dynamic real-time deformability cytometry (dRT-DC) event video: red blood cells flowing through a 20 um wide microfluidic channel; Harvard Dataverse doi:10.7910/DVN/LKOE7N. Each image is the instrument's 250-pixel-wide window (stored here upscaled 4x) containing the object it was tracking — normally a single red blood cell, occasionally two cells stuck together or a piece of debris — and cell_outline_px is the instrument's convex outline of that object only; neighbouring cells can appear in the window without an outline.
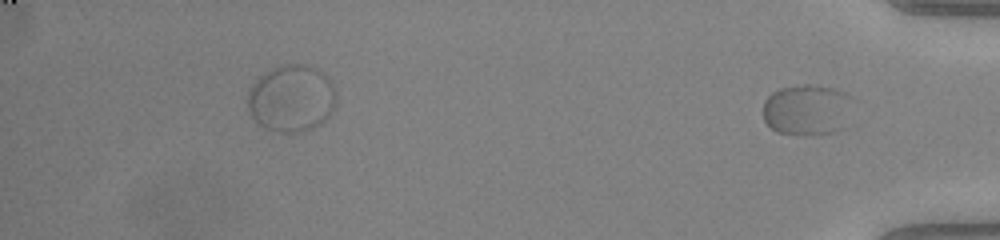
{"species": "common noctule bat (a hibernating species)", "species_latin": "Nyctalus noctula", "temperature_condition": "warm", "stored_images_in_passage": 37, "segment_of_instrument_passage": [2, 2], "camera_frame_rate_fps": 3000, "um_per_image_px": 0.085, "animal": {"sex": "male", "body_mass_g": 20.0, "forearm_length_mm": 53.3}, "frame": {"image": 1, "passage_image": 37, "time_ms": 12.0, "image_size_px": [1000, 240], "cell_outline_px": [[852, 96], [848, 128], [840, 132], [808, 136], [776, 132], [764, 120], [764, 100], [772, 92], [780, 88], [804, 84], [816, 84], [832, 88], [844, 92]], "centroid_in_image_um": [68.66, 9.36], "position_along_channel_um": 366.5, "area_um2": 27.51}}